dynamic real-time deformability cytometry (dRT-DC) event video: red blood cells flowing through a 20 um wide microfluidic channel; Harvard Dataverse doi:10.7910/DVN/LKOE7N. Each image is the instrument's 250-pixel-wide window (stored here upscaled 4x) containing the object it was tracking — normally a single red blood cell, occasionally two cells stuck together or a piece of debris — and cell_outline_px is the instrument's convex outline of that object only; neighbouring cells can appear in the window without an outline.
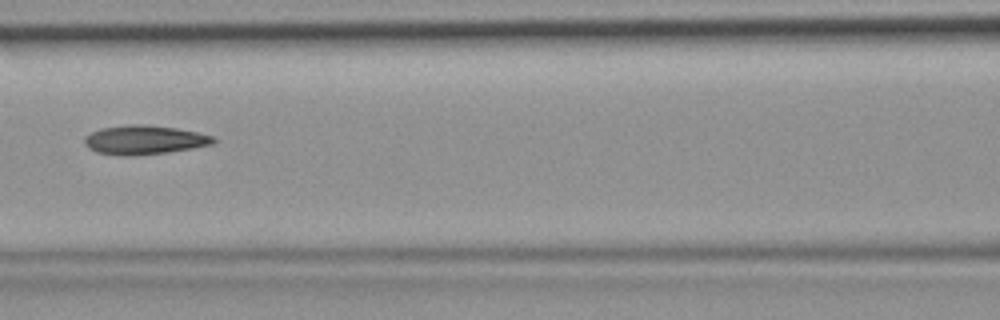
{"species": "common noctule bat (a hibernating species)", "species_latin": "Nyctalus noctula", "temperature_condition": "room temperature", "stored_images_in_passage": 6, "camera_frame_rate_fps": 3000, "um_per_image_px": 0.085, "animal": {"sex": "female", "body_mass_g": 19.9}, "frame": {"image": 1, "passage_image": 6, "time_ms": 1.667, "image_size_px": [1000, 320], "cell_outline_px": [[216, 140], [212, 144], [192, 148], [168, 152], [136, 156], [120, 156], [96, 152], [88, 148], [84, 144], [84, 136], [100, 128], [128, 124], [144, 124], [176, 128], [196, 132], [212, 136]], "centroid_in_image_um": [12.21, 11.89], "position_along_channel_um": 154.4, "area_um2": 21.96}}